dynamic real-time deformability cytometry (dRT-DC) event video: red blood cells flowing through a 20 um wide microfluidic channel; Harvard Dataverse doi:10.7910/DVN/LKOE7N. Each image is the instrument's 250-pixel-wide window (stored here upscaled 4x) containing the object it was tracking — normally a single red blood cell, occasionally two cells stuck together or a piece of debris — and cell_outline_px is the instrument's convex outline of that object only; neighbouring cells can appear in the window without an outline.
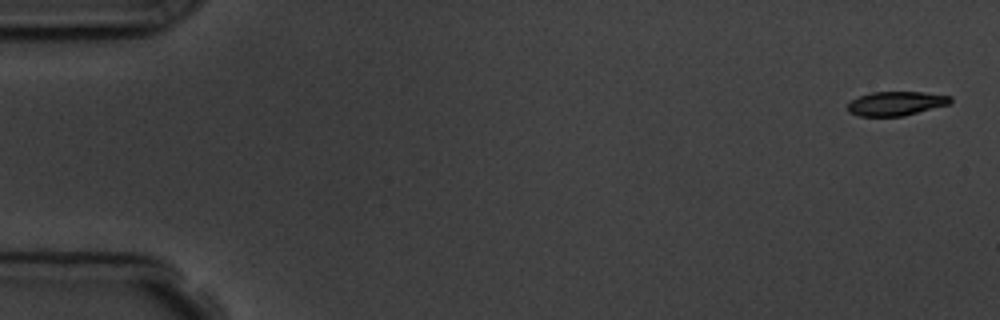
{"species": "common noctule bat (a hibernating species)", "species_latin": "Nyctalus noctula", "temperature_condition": "room temperature", "stored_images_in_passage": 5, "camera_frame_rate_fps": 3000, "um_per_image_px": 0.085, "animal": {"sex": "male", "body_mass_g": 19.5, "forearm_length_mm": 54.6}, "frame": {"image": 1, "passage_image": 1, "time_ms": 0.0, "image_size_px": [1000, 320], "cell_outline_px": [[952, 100], [948, 104], [904, 116], [856, 116], [848, 112], [848, 104], [852, 100], [860, 96], [872, 92], [924, 92], [952, 96]], "centroid_in_image_um": [76.15, 8.8], "position_along_channel_um": 8.9, "area_um2": 14.39}}
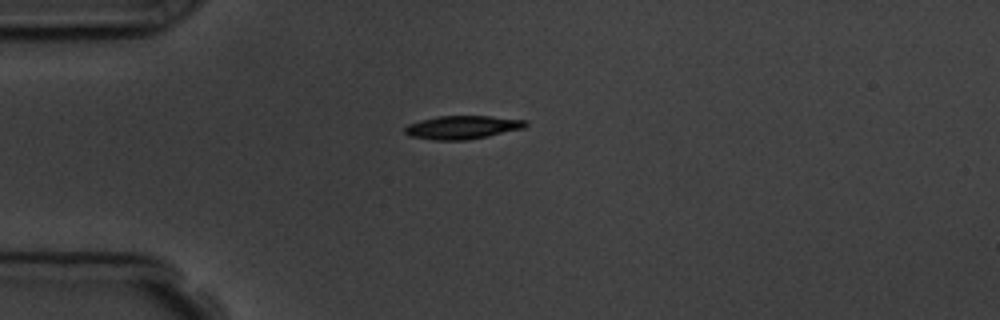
{"frame": {"image": 2, "passage_image": 5, "time_ms": 4.333, "image_size_px": [1000, 320], "cell_outline_px": [[528, 124], [524, 128], [488, 136], [464, 140], [432, 140], [408, 136], [404, 132], [404, 128], [408, 124], [420, 120], [436, 116], [492, 116], [528, 120]], "centroid_in_image_um": [39.29, 10.82], "position_along_channel_um": 45.7, "area_um2": 16.59}}